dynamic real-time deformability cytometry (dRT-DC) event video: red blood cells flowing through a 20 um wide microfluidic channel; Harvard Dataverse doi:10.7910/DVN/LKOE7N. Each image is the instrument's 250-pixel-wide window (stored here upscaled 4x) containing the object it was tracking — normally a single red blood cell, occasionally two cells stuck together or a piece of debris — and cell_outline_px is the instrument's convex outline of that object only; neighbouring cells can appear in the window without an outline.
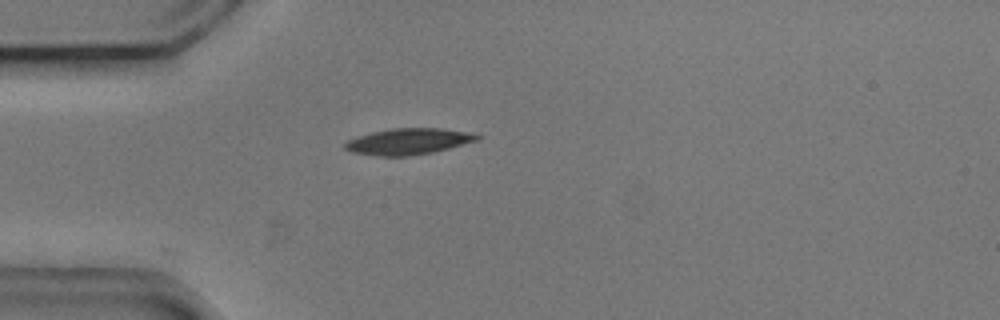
{"species": "common noctule bat (a hibernating species)", "species_latin": "Nyctalus noctula", "temperature_condition": "cold", "stored_images_in_passage": 37, "camera_frame_rate_fps": 3000, "um_per_image_px": 0.085, "animal": {"sex": "male", "body_mass_g": 20.5, "forearm_length_mm": 52.5}, "frame": {"image": 1, "passage_image": 1, "time_ms": 0.0, "image_size_px": [1000, 320], "cell_outline_px": [[480, 136], [476, 140], [448, 148], [432, 152], [408, 156], [380, 156], [352, 152], [344, 148], [344, 144], [348, 140], [356, 136], [372, 132], [392, 128], [440, 128], [476, 132]], "centroid_in_image_um": [34.71, 12.01], "position_along_channel_um": 50.3, "area_um2": 20.11}}
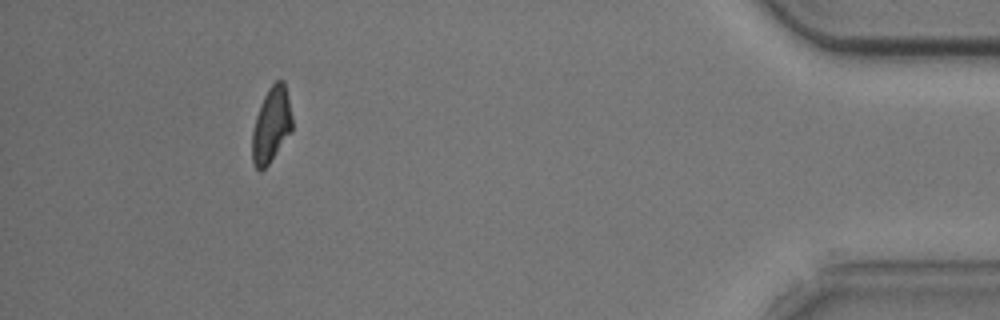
{"frame": {"image": 2, "passage_image": 36, "time_ms": 11.667, "image_size_px": [1000, 320], "cell_outline_px": [[292, 132], [268, 164], [260, 172], [252, 164], [252, 132], [256, 116], [260, 104], [268, 88], [276, 80], [284, 80], [292, 116]], "centroid_in_image_um": [23.06, 10.63], "position_along_channel_um": 412.1, "area_um2": 17.63}, "authors_computed_cell_mechanics": {"area_um2": 19.652, "velocity_mm_per_s": 3.7028, "shape_relaxation_time_tau1_ms": 3.1716, "shape_relaxation_time_tau2_ms": 4.3705, "deformation_change_tau1": 0.1138, "deformation_change_tau2": 0.0923}}